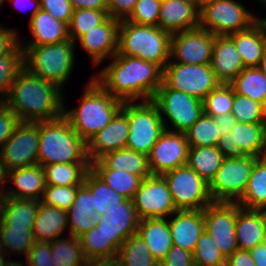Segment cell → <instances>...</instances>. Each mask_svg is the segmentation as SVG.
<instances>
[{
  "instance_id": "7c38bea8",
  "label": "cell",
  "mask_w": 266,
  "mask_h": 266,
  "mask_svg": "<svg viewBox=\"0 0 266 266\" xmlns=\"http://www.w3.org/2000/svg\"><path fill=\"white\" fill-rule=\"evenodd\" d=\"M163 82L171 89L184 92L203 101L221 82L210 64L168 62L163 69Z\"/></svg>"
},
{
  "instance_id": "f5cc1de1",
  "label": "cell",
  "mask_w": 266,
  "mask_h": 266,
  "mask_svg": "<svg viewBox=\"0 0 266 266\" xmlns=\"http://www.w3.org/2000/svg\"><path fill=\"white\" fill-rule=\"evenodd\" d=\"M40 8L67 25L73 13L70 0H40Z\"/></svg>"
},
{
  "instance_id": "b9fcfbb0",
  "label": "cell",
  "mask_w": 266,
  "mask_h": 266,
  "mask_svg": "<svg viewBox=\"0 0 266 266\" xmlns=\"http://www.w3.org/2000/svg\"><path fill=\"white\" fill-rule=\"evenodd\" d=\"M107 266H116L114 263H107Z\"/></svg>"
},
{
  "instance_id": "c3c4849f",
  "label": "cell",
  "mask_w": 266,
  "mask_h": 266,
  "mask_svg": "<svg viewBox=\"0 0 266 266\" xmlns=\"http://www.w3.org/2000/svg\"><path fill=\"white\" fill-rule=\"evenodd\" d=\"M232 114L239 123L266 122V107L234 91Z\"/></svg>"
},
{
  "instance_id": "44dd1931",
  "label": "cell",
  "mask_w": 266,
  "mask_h": 266,
  "mask_svg": "<svg viewBox=\"0 0 266 266\" xmlns=\"http://www.w3.org/2000/svg\"><path fill=\"white\" fill-rule=\"evenodd\" d=\"M200 8L197 3L188 0H162L158 27L173 35L175 33L198 28Z\"/></svg>"
},
{
  "instance_id": "bcb514c9",
  "label": "cell",
  "mask_w": 266,
  "mask_h": 266,
  "mask_svg": "<svg viewBox=\"0 0 266 266\" xmlns=\"http://www.w3.org/2000/svg\"><path fill=\"white\" fill-rule=\"evenodd\" d=\"M24 67V52L20 44L10 53L0 57V101H4L11 85Z\"/></svg>"
},
{
  "instance_id": "4dcf8cb0",
  "label": "cell",
  "mask_w": 266,
  "mask_h": 266,
  "mask_svg": "<svg viewBox=\"0 0 266 266\" xmlns=\"http://www.w3.org/2000/svg\"><path fill=\"white\" fill-rule=\"evenodd\" d=\"M137 234L146 242L150 253L160 263L173 243L168 218H148L139 222Z\"/></svg>"
},
{
  "instance_id": "ab89813d",
  "label": "cell",
  "mask_w": 266,
  "mask_h": 266,
  "mask_svg": "<svg viewBox=\"0 0 266 266\" xmlns=\"http://www.w3.org/2000/svg\"><path fill=\"white\" fill-rule=\"evenodd\" d=\"M51 263L53 266H84L85 259L80 239L69 235L51 242Z\"/></svg>"
},
{
  "instance_id": "d4e9b609",
  "label": "cell",
  "mask_w": 266,
  "mask_h": 266,
  "mask_svg": "<svg viewBox=\"0 0 266 266\" xmlns=\"http://www.w3.org/2000/svg\"><path fill=\"white\" fill-rule=\"evenodd\" d=\"M210 66L221 83H230L245 68L228 35L215 37Z\"/></svg>"
},
{
  "instance_id": "8992f818",
  "label": "cell",
  "mask_w": 266,
  "mask_h": 266,
  "mask_svg": "<svg viewBox=\"0 0 266 266\" xmlns=\"http://www.w3.org/2000/svg\"><path fill=\"white\" fill-rule=\"evenodd\" d=\"M21 47L24 52V67L63 90L74 70L76 43L69 40Z\"/></svg>"
},
{
  "instance_id": "ac0fdd59",
  "label": "cell",
  "mask_w": 266,
  "mask_h": 266,
  "mask_svg": "<svg viewBox=\"0 0 266 266\" xmlns=\"http://www.w3.org/2000/svg\"><path fill=\"white\" fill-rule=\"evenodd\" d=\"M188 150L189 145L184 132L165 130L152 146L148 155L151 173L153 175H162L187 165Z\"/></svg>"
},
{
  "instance_id": "2644e50d",
  "label": "cell",
  "mask_w": 266,
  "mask_h": 266,
  "mask_svg": "<svg viewBox=\"0 0 266 266\" xmlns=\"http://www.w3.org/2000/svg\"><path fill=\"white\" fill-rule=\"evenodd\" d=\"M84 266H107V262L88 261Z\"/></svg>"
},
{
  "instance_id": "91938a15",
  "label": "cell",
  "mask_w": 266,
  "mask_h": 266,
  "mask_svg": "<svg viewBox=\"0 0 266 266\" xmlns=\"http://www.w3.org/2000/svg\"><path fill=\"white\" fill-rule=\"evenodd\" d=\"M226 266H255V263L249 251L237 249L226 259Z\"/></svg>"
},
{
  "instance_id": "ee69618b",
  "label": "cell",
  "mask_w": 266,
  "mask_h": 266,
  "mask_svg": "<svg viewBox=\"0 0 266 266\" xmlns=\"http://www.w3.org/2000/svg\"><path fill=\"white\" fill-rule=\"evenodd\" d=\"M189 147H217L220 132L214 117L203 113L200 118L185 132Z\"/></svg>"
},
{
  "instance_id": "6125c7cd",
  "label": "cell",
  "mask_w": 266,
  "mask_h": 266,
  "mask_svg": "<svg viewBox=\"0 0 266 266\" xmlns=\"http://www.w3.org/2000/svg\"><path fill=\"white\" fill-rule=\"evenodd\" d=\"M97 227L100 228L106 237L119 249V237H113V227L109 223L106 214L98 215L97 217Z\"/></svg>"
},
{
  "instance_id": "f907efd6",
  "label": "cell",
  "mask_w": 266,
  "mask_h": 266,
  "mask_svg": "<svg viewBox=\"0 0 266 266\" xmlns=\"http://www.w3.org/2000/svg\"><path fill=\"white\" fill-rule=\"evenodd\" d=\"M80 186L46 185L41 203L68 211Z\"/></svg>"
},
{
  "instance_id": "6da1fadb",
  "label": "cell",
  "mask_w": 266,
  "mask_h": 266,
  "mask_svg": "<svg viewBox=\"0 0 266 266\" xmlns=\"http://www.w3.org/2000/svg\"><path fill=\"white\" fill-rule=\"evenodd\" d=\"M110 61L92 74L94 80L123 102L152 100L163 82V70L157 64L117 53Z\"/></svg>"
},
{
  "instance_id": "003e7915",
  "label": "cell",
  "mask_w": 266,
  "mask_h": 266,
  "mask_svg": "<svg viewBox=\"0 0 266 266\" xmlns=\"http://www.w3.org/2000/svg\"><path fill=\"white\" fill-rule=\"evenodd\" d=\"M8 171L0 159V200L4 197L7 187ZM6 184V185H5Z\"/></svg>"
},
{
  "instance_id": "603a6c76",
  "label": "cell",
  "mask_w": 266,
  "mask_h": 266,
  "mask_svg": "<svg viewBox=\"0 0 266 266\" xmlns=\"http://www.w3.org/2000/svg\"><path fill=\"white\" fill-rule=\"evenodd\" d=\"M7 179L9 185L6 187L4 197L41 200L46 187L45 173L41 165L10 170Z\"/></svg>"
},
{
  "instance_id": "9a60e30c",
  "label": "cell",
  "mask_w": 266,
  "mask_h": 266,
  "mask_svg": "<svg viewBox=\"0 0 266 266\" xmlns=\"http://www.w3.org/2000/svg\"><path fill=\"white\" fill-rule=\"evenodd\" d=\"M203 218L205 231L227 259L239 249L235 232L237 203L212 202L203 209Z\"/></svg>"
},
{
  "instance_id": "d6986e66",
  "label": "cell",
  "mask_w": 266,
  "mask_h": 266,
  "mask_svg": "<svg viewBox=\"0 0 266 266\" xmlns=\"http://www.w3.org/2000/svg\"><path fill=\"white\" fill-rule=\"evenodd\" d=\"M128 134V101H124L122 108L109 124L87 142V155L90 162L99 160L107 153L126 148Z\"/></svg>"
},
{
  "instance_id": "94428289",
  "label": "cell",
  "mask_w": 266,
  "mask_h": 266,
  "mask_svg": "<svg viewBox=\"0 0 266 266\" xmlns=\"http://www.w3.org/2000/svg\"><path fill=\"white\" fill-rule=\"evenodd\" d=\"M215 123L218 125L220 136L231 133V129L236 125L237 121L232 113L214 117Z\"/></svg>"
},
{
  "instance_id": "83f0119b",
  "label": "cell",
  "mask_w": 266,
  "mask_h": 266,
  "mask_svg": "<svg viewBox=\"0 0 266 266\" xmlns=\"http://www.w3.org/2000/svg\"><path fill=\"white\" fill-rule=\"evenodd\" d=\"M93 194L85 185L77 189L73 204L67 211L68 234L79 238L97 225V212L95 211Z\"/></svg>"
},
{
  "instance_id": "b9f144b4",
  "label": "cell",
  "mask_w": 266,
  "mask_h": 266,
  "mask_svg": "<svg viewBox=\"0 0 266 266\" xmlns=\"http://www.w3.org/2000/svg\"><path fill=\"white\" fill-rule=\"evenodd\" d=\"M0 239L6 255L14 254L18 259L22 256V258H26L30 249L36 243L32 230L28 228L6 227L1 222Z\"/></svg>"
},
{
  "instance_id": "ffe728a7",
  "label": "cell",
  "mask_w": 266,
  "mask_h": 266,
  "mask_svg": "<svg viewBox=\"0 0 266 266\" xmlns=\"http://www.w3.org/2000/svg\"><path fill=\"white\" fill-rule=\"evenodd\" d=\"M120 22L109 16L75 42L86 51L94 67L97 68L104 60H110L117 53Z\"/></svg>"
},
{
  "instance_id": "e575fe53",
  "label": "cell",
  "mask_w": 266,
  "mask_h": 266,
  "mask_svg": "<svg viewBox=\"0 0 266 266\" xmlns=\"http://www.w3.org/2000/svg\"><path fill=\"white\" fill-rule=\"evenodd\" d=\"M87 261L114 263L118 248L97 226L79 237Z\"/></svg>"
},
{
  "instance_id": "5b68a950",
  "label": "cell",
  "mask_w": 266,
  "mask_h": 266,
  "mask_svg": "<svg viewBox=\"0 0 266 266\" xmlns=\"http://www.w3.org/2000/svg\"><path fill=\"white\" fill-rule=\"evenodd\" d=\"M170 39L171 35L158 26L122 20L118 30L117 54L141 58L163 70L170 61Z\"/></svg>"
},
{
  "instance_id": "681fc988",
  "label": "cell",
  "mask_w": 266,
  "mask_h": 266,
  "mask_svg": "<svg viewBox=\"0 0 266 266\" xmlns=\"http://www.w3.org/2000/svg\"><path fill=\"white\" fill-rule=\"evenodd\" d=\"M193 257L195 266H226V258L206 231L199 238Z\"/></svg>"
},
{
  "instance_id": "2e32d148",
  "label": "cell",
  "mask_w": 266,
  "mask_h": 266,
  "mask_svg": "<svg viewBox=\"0 0 266 266\" xmlns=\"http://www.w3.org/2000/svg\"><path fill=\"white\" fill-rule=\"evenodd\" d=\"M215 37L200 27L171 35L169 62L210 64Z\"/></svg>"
},
{
  "instance_id": "7a4b0ae2",
  "label": "cell",
  "mask_w": 266,
  "mask_h": 266,
  "mask_svg": "<svg viewBox=\"0 0 266 266\" xmlns=\"http://www.w3.org/2000/svg\"><path fill=\"white\" fill-rule=\"evenodd\" d=\"M63 90L23 67L3 101L20 121H46L64 115Z\"/></svg>"
},
{
  "instance_id": "be15d7a7",
  "label": "cell",
  "mask_w": 266,
  "mask_h": 266,
  "mask_svg": "<svg viewBox=\"0 0 266 266\" xmlns=\"http://www.w3.org/2000/svg\"><path fill=\"white\" fill-rule=\"evenodd\" d=\"M73 9L107 10L106 0H70Z\"/></svg>"
},
{
  "instance_id": "4316f807",
  "label": "cell",
  "mask_w": 266,
  "mask_h": 266,
  "mask_svg": "<svg viewBox=\"0 0 266 266\" xmlns=\"http://www.w3.org/2000/svg\"><path fill=\"white\" fill-rule=\"evenodd\" d=\"M237 245L240 250L250 251L266 241L265 210L244 209L237 204L235 225Z\"/></svg>"
},
{
  "instance_id": "816d5d0a",
  "label": "cell",
  "mask_w": 266,
  "mask_h": 266,
  "mask_svg": "<svg viewBox=\"0 0 266 266\" xmlns=\"http://www.w3.org/2000/svg\"><path fill=\"white\" fill-rule=\"evenodd\" d=\"M161 2L162 0H138L126 21L139 25L158 26Z\"/></svg>"
},
{
  "instance_id": "ba28073f",
  "label": "cell",
  "mask_w": 266,
  "mask_h": 266,
  "mask_svg": "<svg viewBox=\"0 0 266 266\" xmlns=\"http://www.w3.org/2000/svg\"><path fill=\"white\" fill-rule=\"evenodd\" d=\"M152 101L158 107L166 130L172 132H185L204 113L203 101L171 89L164 82L158 87Z\"/></svg>"
},
{
  "instance_id": "7dc6e473",
  "label": "cell",
  "mask_w": 266,
  "mask_h": 266,
  "mask_svg": "<svg viewBox=\"0 0 266 266\" xmlns=\"http://www.w3.org/2000/svg\"><path fill=\"white\" fill-rule=\"evenodd\" d=\"M234 89L230 83H220L203 100L204 113L212 117L232 113Z\"/></svg>"
},
{
  "instance_id": "d6a6232c",
  "label": "cell",
  "mask_w": 266,
  "mask_h": 266,
  "mask_svg": "<svg viewBox=\"0 0 266 266\" xmlns=\"http://www.w3.org/2000/svg\"><path fill=\"white\" fill-rule=\"evenodd\" d=\"M239 206L249 210H266V156L258 157Z\"/></svg>"
},
{
  "instance_id": "9c48e42d",
  "label": "cell",
  "mask_w": 266,
  "mask_h": 266,
  "mask_svg": "<svg viewBox=\"0 0 266 266\" xmlns=\"http://www.w3.org/2000/svg\"><path fill=\"white\" fill-rule=\"evenodd\" d=\"M129 134L126 148L149 155L165 132L157 105L152 100L128 101Z\"/></svg>"
},
{
  "instance_id": "d590c367",
  "label": "cell",
  "mask_w": 266,
  "mask_h": 266,
  "mask_svg": "<svg viewBox=\"0 0 266 266\" xmlns=\"http://www.w3.org/2000/svg\"><path fill=\"white\" fill-rule=\"evenodd\" d=\"M91 169V162L57 163L44 165L46 185L81 186L86 174Z\"/></svg>"
},
{
  "instance_id": "cb8c5ba5",
  "label": "cell",
  "mask_w": 266,
  "mask_h": 266,
  "mask_svg": "<svg viewBox=\"0 0 266 266\" xmlns=\"http://www.w3.org/2000/svg\"><path fill=\"white\" fill-rule=\"evenodd\" d=\"M28 27L31 39L23 41L19 38L20 46H39L70 40L68 25L41 9L29 20Z\"/></svg>"
},
{
  "instance_id": "836d02e7",
  "label": "cell",
  "mask_w": 266,
  "mask_h": 266,
  "mask_svg": "<svg viewBox=\"0 0 266 266\" xmlns=\"http://www.w3.org/2000/svg\"><path fill=\"white\" fill-rule=\"evenodd\" d=\"M105 214L113 227V237H119V248L131 235L137 233L140 218L132 200L109 206Z\"/></svg>"
},
{
  "instance_id": "89a4df30",
  "label": "cell",
  "mask_w": 266,
  "mask_h": 266,
  "mask_svg": "<svg viewBox=\"0 0 266 266\" xmlns=\"http://www.w3.org/2000/svg\"><path fill=\"white\" fill-rule=\"evenodd\" d=\"M258 68L262 71V73L264 74V76L266 77V51L264 54L263 59L261 60Z\"/></svg>"
},
{
  "instance_id": "52a82bcc",
  "label": "cell",
  "mask_w": 266,
  "mask_h": 266,
  "mask_svg": "<svg viewBox=\"0 0 266 266\" xmlns=\"http://www.w3.org/2000/svg\"><path fill=\"white\" fill-rule=\"evenodd\" d=\"M238 0H215L200 8V24L216 36L230 35L250 28L261 17Z\"/></svg>"
},
{
  "instance_id": "9f6ffc18",
  "label": "cell",
  "mask_w": 266,
  "mask_h": 266,
  "mask_svg": "<svg viewBox=\"0 0 266 266\" xmlns=\"http://www.w3.org/2000/svg\"><path fill=\"white\" fill-rule=\"evenodd\" d=\"M159 266H195L193 253L180 246L172 245Z\"/></svg>"
},
{
  "instance_id": "11e5206c",
  "label": "cell",
  "mask_w": 266,
  "mask_h": 266,
  "mask_svg": "<svg viewBox=\"0 0 266 266\" xmlns=\"http://www.w3.org/2000/svg\"><path fill=\"white\" fill-rule=\"evenodd\" d=\"M257 1H258V3H260V4H262V5L265 4V7H266V0H257Z\"/></svg>"
},
{
  "instance_id": "a7ac6f4b",
  "label": "cell",
  "mask_w": 266,
  "mask_h": 266,
  "mask_svg": "<svg viewBox=\"0 0 266 266\" xmlns=\"http://www.w3.org/2000/svg\"><path fill=\"white\" fill-rule=\"evenodd\" d=\"M4 266H28V262L24 263L23 259L15 260V259H10L8 257Z\"/></svg>"
},
{
  "instance_id": "e0dca14e",
  "label": "cell",
  "mask_w": 266,
  "mask_h": 266,
  "mask_svg": "<svg viewBox=\"0 0 266 266\" xmlns=\"http://www.w3.org/2000/svg\"><path fill=\"white\" fill-rule=\"evenodd\" d=\"M217 148L225 158L266 156V122H237L230 134L219 138Z\"/></svg>"
},
{
  "instance_id": "3957f363",
  "label": "cell",
  "mask_w": 266,
  "mask_h": 266,
  "mask_svg": "<svg viewBox=\"0 0 266 266\" xmlns=\"http://www.w3.org/2000/svg\"><path fill=\"white\" fill-rule=\"evenodd\" d=\"M79 101L75 108L68 110L64 106V116L86 143L109 124L123 105L122 100L112 96L92 76Z\"/></svg>"
},
{
  "instance_id": "11a10c76",
  "label": "cell",
  "mask_w": 266,
  "mask_h": 266,
  "mask_svg": "<svg viewBox=\"0 0 266 266\" xmlns=\"http://www.w3.org/2000/svg\"><path fill=\"white\" fill-rule=\"evenodd\" d=\"M51 254V242L36 241L25 259L28 262V266H53Z\"/></svg>"
},
{
  "instance_id": "979ff035",
  "label": "cell",
  "mask_w": 266,
  "mask_h": 266,
  "mask_svg": "<svg viewBox=\"0 0 266 266\" xmlns=\"http://www.w3.org/2000/svg\"><path fill=\"white\" fill-rule=\"evenodd\" d=\"M261 19L265 22V24H266V16L263 18V17H261Z\"/></svg>"
},
{
  "instance_id": "7bdbcfd3",
  "label": "cell",
  "mask_w": 266,
  "mask_h": 266,
  "mask_svg": "<svg viewBox=\"0 0 266 266\" xmlns=\"http://www.w3.org/2000/svg\"><path fill=\"white\" fill-rule=\"evenodd\" d=\"M105 183L127 199L132 200L142 180L148 176H137L123 170L92 169Z\"/></svg>"
},
{
  "instance_id": "1f68e13d",
  "label": "cell",
  "mask_w": 266,
  "mask_h": 266,
  "mask_svg": "<svg viewBox=\"0 0 266 266\" xmlns=\"http://www.w3.org/2000/svg\"><path fill=\"white\" fill-rule=\"evenodd\" d=\"M65 230L68 232L67 212L40 202L32 230L35 240L50 243L64 237Z\"/></svg>"
},
{
  "instance_id": "74e56055",
  "label": "cell",
  "mask_w": 266,
  "mask_h": 266,
  "mask_svg": "<svg viewBox=\"0 0 266 266\" xmlns=\"http://www.w3.org/2000/svg\"><path fill=\"white\" fill-rule=\"evenodd\" d=\"M116 266H159L139 234L131 235L118 249Z\"/></svg>"
},
{
  "instance_id": "09005b40",
  "label": "cell",
  "mask_w": 266,
  "mask_h": 266,
  "mask_svg": "<svg viewBox=\"0 0 266 266\" xmlns=\"http://www.w3.org/2000/svg\"><path fill=\"white\" fill-rule=\"evenodd\" d=\"M4 0H0V6H3Z\"/></svg>"
},
{
  "instance_id": "60d3db41",
  "label": "cell",
  "mask_w": 266,
  "mask_h": 266,
  "mask_svg": "<svg viewBox=\"0 0 266 266\" xmlns=\"http://www.w3.org/2000/svg\"><path fill=\"white\" fill-rule=\"evenodd\" d=\"M84 184L93 194L94 208L97 215L104 214L109 206L124 203L127 198L109 187L92 169L86 174Z\"/></svg>"
},
{
  "instance_id": "f546056e",
  "label": "cell",
  "mask_w": 266,
  "mask_h": 266,
  "mask_svg": "<svg viewBox=\"0 0 266 266\" xmlns=\"http://www.w3.org/2000/svg\"><path fill=\"white\" fill-rule=\"evenodd\" d=\"M40 200L3 197L0 200V222L6 227L33 230Z\"/></svg>"
},
{
  "instance_id": "deb4b68c",
  "label": "cell",
  "mask_w": 266,
  "mask_h": 266,
  "mask_svg": "<svg viewBox=\"0 0 266 266\" xmlns=\"http://www.w3.org/2000/svg\"><path fill=\"white\" fill-rule=\"evenodd\" d=\"M188 1H192V2H195V3H197V0H188Z\"/></svg>"
},
{
  "instance_id": "2a66077c",
  "label": "cell",
  "mask_w": 266,
  "mask_h": 266,
  "mask_svg": "<svg viewBox=\"0 0 266 266\" xmlns=\"http://www.w3.org/2000/svg\"><path fill=\"white\" fill-rule=\"evenodd\" d=\"M2 6H0V10H1ZM4 28V26L0 23V30H2Z\"/></svg>"
},
{
  "instance_id": "f1b7e54d",
  "label": "cell",
  "mask_w": 266,
  "mask_h": 266,
  "mask_svg": "<svg viewBox=\"0 0 266 266\" xmlns=\"http://www.w3.org/2000/svg\"><path fill=\"white\" fill-rule=\"evenodd\" d=\"M91 169L123 170L137 176L152 175L148 155L122 148L105 154L91 163Z\"/></svg>"
},
{
  "instance_id": "6f0895ef",
  "label": "cell",
  "mask_w": 266,
  "mask_h": 266,
  "mask_svg": "<svg viewBox=\"0 0 266 266\" xmlns=\"http://www.w3.org/2000/svg\"><path fill=\"white\" fill-rule=\"evenodd\" d=\"M138 0H106L108 15L119 21L126 20Z\"/></svg>"
},
{
  "instance_id": "e7e4bbea",
  "label": "cell",
  "mask_w": 266,
  "mask_h": 266,
  "mask_svg": "<svg viewBox=\"0 0 266 266\" xmlns=\"http://www.w3.org/2000/svg\"><path fill=\"white\" fill-rule=\"evenodd\" d=\"M5 1L7 0H4L3 5L6 3ZM8 1H10V3H12L13 6L19 11L27 9L29 10V8H31L32 13L30 14L29 20L41 9L40 0H8Z\"/></svg>"
},
{
  "instance_id": "484cf974",
  "label": "cell",
  "mask_w": 266,
  "mask_h": 266,
  "mask_svg": "<svg viewBox=\"0 0 266 266\" xmlns=\"http://www.w3.org/2000/svg\"><path fill=\"white\" fill-rule=\"evenodd\" d=\"M238 50L244 67H258L266 51V24L260 18L250 28L228 35Z\"/></svg>"
},
{
  "instance_id": "5bb4252c",
  "label": "cell",
  "mask_w": 266,
  "mask_h": 266,
  "mask_svg": "<svg viewBox=\"0 0 266 266\" xmlns=\"http://www.w3.org/2000/svg\"><path fill=\"white\" fill-rule=\"evenodd\" d=\"M132 201L140 220L168 218L177 211L162 175L152 174L144 178Z\"/></svg>"
},
{
  "instance_id": "f35d334b",
  "label": "cell",
  "mask_w": 266,
  "mask_h": 266,
  "mask_svg": "<svg viewBox=\"0 0 266 266\" xmlns=\"http://www.w3.org/2000/svg\"><path fill=\"white\" fill-rule=\"evenodd\" d=\"M230 84L235 93L266 107V77L258 67H245Z\"/></svg>"
},
{
  "instance_id": "277c9868",
  "label": "cell",
  "mask_w": 266,
  "mask_h": 266,
  "mask_svg": "<svg viewBox=\"0 0 266 266\" xmlns=\"http://www.w3.org/2000/svg\"><path fill=\"white\" fill-rule=\"evenodd\" d=\"M90 162L87 143L62 115L53 120L39 121L38 164L42 167L57 163Z\"/></svg>"
},
{
  "instance_id": "8fae6325",
  "label": "cell",
  "mask_w": 266,
  "mask_h": 266,
  "mask_svg": "<svg viewBox=\"0 0 266 266\" xmlns=\"http://www.w3.org/2000/svg\"><path fill=\"white\" fill-rule=\"evenodd\" d=\"M177 210H203L212 198L207 183L188 165L162 174Z\"/></svg>"
},
{
  "instance_id": "db71d44e",
  "label": "cell",
  "mask_w": 266,
  "mask_h": 266,
  "mask_svg": "<svg viewBox=\"0 0 266 266\" xmlns=\"http://www.w3.org/2000/svg\"><path fill=\"white\" fill-rule=\"evenodd\" d=\"M21 121L4 102L0 104V148L12 136Z\"/></svg>"
},
{
  "instance_id": "7402d4cb",
  "label": "cell",
  "mask_w": 266,
  "mask_h": 266,
  "mask_svg": "<svg viewBox=\"0 0 266 266\" xmlns=\"http://www.w3.org/2000/svg\"><path fill=\"white\" fill-rule=\"evenodd\" d=\"M168 220L173 245L193 253L205 231L203 210H177Z\"/></svg>"
},
{
  "instance_id": "4fadbf2b",
  "label": "cell",
  "mask_w": 266,
  "mask_h": 266,
  "mask_svg": "<svg viewBox=\"0 0 266 266\" xmlns=\"http://www.w3.org/2000/svg\"><path fill=\"white\" fill-rule=\"evenodd\" d=\"M39 121H21L0 148V159L7 171L38 164Z\"/></svg>"
},
{
  "instance_id": "f6af8a7d",
  "label": "cell",
  "mask_w": 266,
  "mask_h": 266,
  "mask_svg": "<svg viewBox=\"0 0 266 266\" xmlns=\"http://www.w3.org/2000/svg\"><path fill=\"white\" fill-rule=\"evenodd\" d=\"M108 17V10L73 9L68 24L70 40L75 43L82 35L102 24Z\"/></svg>"
},
{
  "instance_id": "30bf717a",
  "label": "cell",
  "mask_w": 266,
  "mask_h": 266,
  "mask_svg": "<svg viewBox=\"0 0 266 266\" xmlns=\"http://www.w3.org/2000/svg\"><path fill=\"white\" fill-rule=\"evenodd\" d=\"M258 157L241 155L224 158L209 184L213 202L237 203L243 196Z\"/></svg>"
},
{
  "instance_id": "8c879c8a",
  "label": "cell",
  "mask_w": 266,
  "mask_h": 266,
  "mask_svg": "<svg viewBox=\"0 0 266 266\" xmlns=\"http://www.w3.org/2000/svg\"><path fill=\"white\" fill-rule=\"evenodd\" d=\"M213 1H215V0H197V5H198L199 8H201L205 4L213 2Z\"/></svg>"
},
{
  "instance_id": "34e18365",
  "label": "cell",
  "mask_w": 266,
  "mask_h": 266,
  "mask_svg": "<svg viewBox=\"0 0 266 266\" xmlns=\"http://www.w3.org/2000/svg\"><path fill=\"white\" fill-rule=\"evenodd\" d=\"M3 255H6V253H5L3 243L1 242V239H0V256H3Z\"/></svg>"
},
{
  "instance_id": "8d00e7d4",
  "label": "cell",
  "mask_w": 266,
  "mask_h": 266,
  "mask_svg": "<svg viewBox=\"0 0 266 266\" xmlns=\"http://www.w3.org/2000/svg\"><path fill=\"white\" fill-rule=\"evenodd\" d=\"M224 158L217 147H189L187 165L210 184Z\"/></svg>"
},
{
  "instance_id": "03108f58",
  "label": "cell",
  "mask_w": 266,
  "mask_h": 266,
  "mask_svg": "<svg viewBox=\"0 0 266 266\" xmlns=\"http://www.w3.org/2000/svg\"><path fill=\"white\" fill-rule=\"evenodd\" d=\"M255 266H266V241L256 245L250 251Z\"/></svg>"
},
{
  "instance_id": "680465c9",
  "label": "cell",
  "mask_w": 266,
  "mask_h": 266,
  "mask_svg": "<svg viewBox=\"0 0 266 266\" xmlns=\"http://www.w3.org/2000/svg\"><path fill=\"white\" fill-rule=\"evenodd\" d=\"M18 31L7 27L0 30V57L10 54L20 44Z\"/></svg>"
},
{
  "instance_id": "753ad0ef",
  "label": "cell",
  "mask_w": 266,
  "mask_h": 266,
  "mask_svg": "<svg viewBox=\"0 0 266 266\" xmlns=\"http://www.w3.org/2000/svg\"><path fill=\"white\" fill-rule=\"evenodd\" d=\"M7 255L0 256V266H4L7 260Z\"/></svg>"
}]
</instances>
